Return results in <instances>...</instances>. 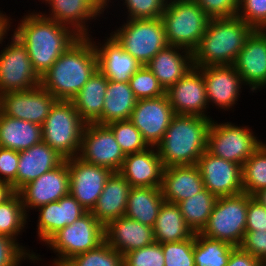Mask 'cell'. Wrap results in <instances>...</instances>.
I'll use <instances>...</instances> for the list:
<instances>
[{
	"mask_svg": "<svg viewBox=\"0 0 266 266\" xmlns=\"http://www.w3.org/2000/svg\"><path fill=\"white\" fill-rule=\"evenodd\" d=\"M26 13L12 32L26 47L32 66L41 77L80 35L37 10Z\"/></svg>",
	"mask_w": 266,
	"mask_h": 266,
	"instance_id": "1",
	"label": "cell"
},
{
	"mask_svg": "<svg viewBox=\"0 0 266 266\" xmlns=\"http://www.w3.org/2000/svg\"><path fill=\"white\" fill-rule=\"evenodd\" d=\"M98 69L95 46L89 36H80L40 77V86L57 100L71 101Z\"/></svg>",
	"mask_w": 266,
	"mask_h": 266,
	"instance_id": "2",
	"label": "cell"
},
{
	"mask_svg": "<svg viewBox=\"0 0 266 266\" xmlns=\"http://www.w3.org/2000/svg\"><path fill=\"white\" fill-rule=\"evenodd\" d=\"M254 31L253 27L237 16L210 18L203 37L192 51L193 66L233 65Z\"/></svg>",
	"mask_w": 266,
	"mask_h": 266,
	"instance_id": "3",
	"label": "cell"
},
{
	"mask_svg": "<svg viewBox=\"0 0 266 266\" xmlns=\"http://www.w3.org/2000/svg\"><path fill=\"white\" fill-rule=\"evenodd\" d=\"M212 119L197 115H175L156 146L164 167L195 165L207 150Z\"/></svg>",
	"mask_w": 266,
	"mask_h": 266,
	"instance_id": "4",
	"label": "cell"
},
{
	"mask_svg": "<svg viewBox=\"0 0 266 266\" xmlns=\"http://www.w3.org/2000/svg\"><path fill=\"white\" fill-rule=\"evenodd\" d=\"M161 19L168 44L191 52L198 46L210 21L194 0H167Z\"/></svg>",
	"mask_w": 266,
	"mask_h": 266,
	"instance_id": "5",
	"label": "cell"
},
{
	"mask_svg": "<svg viewBox=\"0 0 266 266\" xmlns=\"http://www.w3.org/2000/svg\"><path fill=\"white\" fill-rule=\"evenodd\" d=\"M85 125L71 101L57 100L42 125V141L65 160L76 157Z\"/></svg>",
	"mask_w": 266,
	"mask_h": 266,
	"instance_id": "6",
	"label": "cell"
},
{
	"mask_svg": "<svg viewBox=\"0 0 266 266\" xmlns=\"http://www.w3.org/2000/svg\"><path fill=\"white\" fill-rule=\"evenodd\" d=\"M104 241V226L87 211L72 224L56 232L44 244L56 255L48 265L63 266L73 256L95 249Z\"/></svg>",
	"mask_w": 266,
	"mask_h": 266,
	"instance_id": "7",
	"label": "cell"
},
{
	"mask_svg": "<svg viewBox=\"0 0 266 266\" xmlns=\"http://www.w3.org/2000/svg\"><path fill=\"white\" fill-rule=\"evenodd\" d=\"M125 21L110 34L124 51L142 65H146L160 50L169 45L161 18Z\"/></svg>",
	"mask_w": 266,
	"mask_h": 266,
	"instance_id": "8",
	"label": "cell"
},
{
	"mask_svg": "<svg viewBox=\"0 0 266 266\" xmlns=\"http://www.w3.org/2000/svg\"><path fill=\"white\" fill-rule=\"evenodd\" d=\"M251 197L245 192L218 197L208 223L200 234L240 246L246 232L247 207Z\"/></svg>",
	"mask_w": 266,
	"mask_h": 266,
	"instance_id": "9",
	"label": "cell"
},
{
	"mask_svg": "<svg viewBox=\"0 0 266 266\" xmlns=\"http://www.w3.org/2000/svg\"><path fill=\"white\" fill-rule=\"evenodd\" d=\"M249 125L211 121L207 135V151L224 160L243 165L262 144Z\"/></svg>",
	"mask_w": 266,
	"mask_h": 266,
	"instance_id": "10",
	"label": "cell"
},
{
	"mask_svg": "<svg viewBox=\"0 0 266 266\" xmlns=\"http://www.w3.org/2000/svg\"><path fill=\"white\" fill-rule=\"evenodd\" d=\"M10 36L0 51V95L40 86V76L32 66L26 47L13 34Z\"/></svg>",
	"mask_w": 266,
	"mask_h": 266,
	"instance_id": "11",
	"label": "cell"
},
{
	"mask_svg": "<svg viewBox=\"0 0 266 266\" xmlns=\"http://www.w3.org/2000/svg\"><path fill=\"white\" fill-rule=\"evenodd\" d=\"M125 154L107 125L86 123L78 157L83 161L119 172Z\"/></svg>",
	"mask_w": 266,
	"mask_h": 266,
	"instance_id": "12",
	"label": "cell"
},
{
	"mask_svg": "<svg viewBox=\"0 0 266 266\" xmlns=\"http://www.w3.org/2000/svg\"><path fill=\"white\" fill-rule=\"evenodd\" d=\"M70 175L68 159L56 168L42 174L39 178L23 186L19 194L24 211L29 217L30 210L51 202H57L69 194Z\"/></svg>",
	"mask_w": 266,
	"mask_h": 266,
	"instance_id": "13",
	"label": "cell"
},
{
	"mask_svg": "<svg viewBox=\"0 0 266 266\" xmlns=\"http://www.w3.org/2000/svg\"><path fill=\"white\" fill-rule=\"evenodd\" d=\"M70 175L69 194L86 211H91L100 197L107 179L113 173L110 169L90 164L78 156L68 159Z\"/></svg>",
	"mask_w": 266,
	"mask_h": 266,
	"instance_id": "14",
	"label": "cell"
},
{
	"mask_svg": "<svg viewBox=\"0 0 266 266\" xmlns=\"http://www.w3.org/2000/svg\"><path fill=\"white\" fill-rule=\"evenodd\" d=\"M56 101L41 86L27 91L7 92L0 95V112L42 126Z\"/></svg>",
	"mask_w": 266,
	"mask_h": 266,
	"instance_id": "15",
	"label": "cell"
},
{
	"mask_svg": "<svg viewBox=\"0 0 266 266\" xmlns=\"http://www.w3.org/2000/svg\"><path fill=\"white\" fill-rule=\"evenodd\" d=\"M176 114L165 95L137 100L130 121L140 131L149 147H156L162 140Z\"/></svg>",
	"mask_w": 266,
	"mask_h": 266,
	"instance_id": "16",
	"label": "cell"
},
{
	"mask_svg": "<svg viewBox=\"0 0 266 266\" xmlns=\"http://www.w3.org/2000/svg\"><path fill=\"white\" fill-rule=\"evenodd\" d=\"M165 94L176 115H197L211 118L206 96V86L202 72L192 67L176 84L171 85Z\"/></svg>",
	"mask_w": 266,
	"mask_h": 266,
	"instance_id": "17",
	"label": "cell"
},
{
	"mask_svg": "<svg viewBox=\"0 0 266 266\" xmlns=\"http://www.w3.org/2000/svg\"><path fill=\"white\" fill-rule=\"evenodd\" d=\"M44 3L49 7L48 13L39 10L44 17L71 27L80 36L92 34L90 22H96L97 17L104 18L106 11L100 0H46Z\"/></svg>",
	"mask_w": 266,
	"mask_h": 266,
	"instance_id": "18",
	"label": "cell"
},
{
	"mask_svg": "<svg viewBox=\"0 0 266 266\" xmlns=\"http://www.w3.org/2000/svg\"><path fill=\"white\" fill-rule=\"evenodd\" d=\"M204 188L217 197L232 196L243 191L242 166L210 154L207 150L197 161Z\"/></svg>",
	"mask_w": 266,
	"mask_h": 266,
	"instance_id": "19",
	"label": "cell"
},
{
	"mask_svg": "<svg viewBox=\"0 0 266 266\" xmlns=\"http://www.w3.org/2000/svg\"><path fill=\"white\" fill-rule=\"evenodd\" d=\"M203 74L209 106L222 112L231 111L237 105L245 85L233 65L197 67ZM232 108V109H231Z\"/></svg>",
	"mask_w": 266,
	"mask_h": 266,
	"instance_id": "20",
	"label": "cell"
},
{
	"mask_svg": "<svg viewBox=\"0 0 266 266\" xmlns=\"http://www.w3.org/2000/svg\"><path fill=\"white\" fill-rule=\"evenodd\" d=\"M233 66L241 76L244 89L248 86L252 95L254 92L265 90L266 32L264 30H255L250 35Z\"/></svg>",
	"mask_w": 266,
	"mask_h": 266,
	"instance_id": "21",
	"label": "cell"
},
{
	"mask_svg": "<svg viewBox=\"0 0 266 266\" xmlns=\"http://www.w3.org/2000/svg\"><path fill=\"white\" fill-rule=\"evenodd\" d=\"M89 37L95 46L98 58V69L108 80L129 82L131 76L142 66L134 57L123 50L122 46L110 34L98 42Z\"/></svg>",
	"mask_w": 266,
	"mask_h": 266,
	"instance_id": "22",
	"label": "cell"
},
{
	"mask_svg": "<svg viewBox=\"0 0 266 266\" xmlns=\"http://www.w3.org/2000/svg\"><path fill=\"white\" fill-rule=\"evenodd\" d=\"M39 212L37 220V236L41 244L46 243L56 232L72 224L87 211L70 194L57 202H51L35 210Z\"/></svg>",
	"mask_w": 266,
	"mask_h": 266,
	"instance_id": "23",
	"label": "cell"
},
{
	"mask_svg": "<svg viewBox=\"0 0 266 266\" xmlns=\"http://www.w3.org/2000/svg\"><path fill=\"white\" fill-rule=\"evenodd\" d=\"M164 166L156 147L125 156L119 170L132 187L161 188Z\"/></svg>",
	"mask_w": 266,
	"mask_h": 266,
	"instance_id": "24",
	"label": "cell"
},
{
	"mask_svg": "<svg viewBox=\"0 0 266 266\" xmlns=\"http://www.w3.org/2000/svg\"><path fill=\"white\" fill-rule=\"evenodd\" d=\"M105 242L123 256L155 242L153 227L126 216L112 220L104 227Z\"/></svg>",
	"mask_w": 266,
	"mask_h": 266,
	"instance_id": "25",
	"label": "cell"
},
{
	"mask_svg": "<svg viewBox=\"0 0 266 266\" xmlns=\"http://www.w3.org/2000/svg\"><path fill=\"white\" fill-rule=\"evenodd\" d=\"M146 66L166 91L193 67L192 52L183 47L168 45L160 50Z\"/></svg>",
	"mask_w": 266,
	"mask_h": 266,
	"instance_id": "26",
	"label": "cell"
},
{
	"mask_svg": "<svg viewBox=\"0 0 266 266\" xmlns=\"http://www.w3.org/2000/svg\"><path fill=\"white\" fill-rule=\"evenodd\" d=\"M204 189L197 165L164 167L161 191L164 201L178 204Z\"/></svg>",
	"mask_w": 266,
	"mask_h": 266,
	"instance_id": "27",
	"label": "cell"
},
{
	"mask_svg": "<svg viewBox=\"0 0 266 266\" xmlns=\"http://www.w3.org/2000/svg\"><path fill=\"white\" fill-rule=\"evenodd\" d=\"M131 188L121 174L113 172L90 212L104 227L112 220L123 217Z\"/></svg>",
	"mask_w": 266,
	"mask_h": 266,
	"instance_id": "28",
	"label": "cell"
},
{
	"mask_svg": "<svg viewBox=\"0 0 266 266\" xmlns=\"http://www.w3.org/2000/svg\"><path fill=\"white\" fill-rule=\"evenodd\" d=\"M65 159L44 141L19 152L17 192L42 174L56 168Z\"/></svg>",
	"mask_w": 266,
	"mask_h": 266,
	"instance_id": "29",
	"label": "cell"
},
{
	"mask_svg": "<svg viewBox=\"0 0 266 266\" xmlns=\"http://www.w3.org/2000/svg\"><path fill=\"white\" fill-rule=\"evenodd\" d=\"M42 141V126L0 112V147L18 152Z\"/></svg>",
	"mask_w": 266,
	"mask_h": 266,
	"instance_id": "30",
	"label": "cell"
},
{
	"mask_svg": "<svg viewBox=\"0 0 266 266\" xmlns=\"http://www.w3.org/2000/svg\"><path fill=\"white\" fill-rule=\"evenodd\" d=\"M137 98L129 82L108 80L102 115L94 122L107 125L113 121L130 120Z\"/></svg>",
	"mask_w": 266,
	"mask_h": 266,
	"instance_id": "31",
	"label": "cell"
},
{
	"mask_svg": "<svg viewBox=\"0 0 266 266\" xmlns=\"http://www.w3.org/2000/svg\"><path fill=\"white\" fill-rule=\"evenodd\" d=\"M108 79L97 69L71 102L86 123H94L103 112Z\"/></svg>",
	"mask_w": 266,
	"mask_h": 266,
	"instance_id": "32",
	"label": "cell"
},
{
	"mask_svg": "<svg viewBox=\"0 0 266 266\" xmlns=\"http://www.w3.org/2000/svg\"><path fill=\"white\" fill-rule=\"evenodd\" d=\"M163 202L161 188L132 187L124 216L153 227Z\"/></svg>",
	"mask_w": 266,
	"mask_h": 266,
	"instance_id": "33",
	"label": "cell"
},
{
	"mask_svg": "<svg viewBox=\"0 0 266 266\" xmlns=\"http://www.w3.org/2000/svg\"><path fill=\"white\" fill-rule=\"evenodd\" d=\"M155 242H178L191 238L195 233L186 224L176 203L164 201L153 226Z\"/></svg>",
	"mask_w": 266,
	"mask_h": 266,
	"instance_id": "34",
	"label": "cell"
},
{
	"mask_svg": "<svg viewBox=\"0 0 266 266\" xmlns=\"http://www.w3.org/2000/svg\"><path fill=\"white\" fill-rule=\"evenodd\" d=\"M217 198L204 188L198 194L178 203L186 224L194 233H200L207 225Z\"/></svg>",
	"mask_w": 266,
	"mask_h": 266,
	"instance_id": "35",
	"label": "cell"
},
{
	"mask_svg": "<svg viewBox=\"0 0 266 266\" xmlns=\"http://www.w3.org/2000/svg\"><path fill=\"white\" fill-rule=\"evenodd\" d=\"M234 247L222 240L212 239L200 233H195V266H226Z\"/></svg>",
	"mask_w": 266,
	"mask_h": 266,
	"instance_id": "36",
	"label": "cell"
},
{
	"mask_svg": "<svg viewBox=\"0 0 266 266\" xmlns=\"http://www.w3.org/2000/svg\"><path fill=\"white\" fill-rule=\"evenodd\" d=\"M30 217L26 215L21 198L15 192L9 199L0 204V234L19 241V235L26 232ZM19 237V238H18Z\"/></svg>",
	"mask_w": 266,
	"mask_h": 266,
	"instance_id": "37",
	"label": "cell"
},
{
	"mask_svg": "<svg viewBox=\"0 0 266 266\" xmlns=\"http://www.w3.org/2000/svg\"><path fill=\"white\" fill-rule=\"evenodd\" d=\"M243 191L254 196L266 188V142L252 153L242 165Z\"/></svg>",
	"mask_w": 266,
	"mask_h": 266,
	"instance_id": "38",
	"label": "cell"
},
{
	"mask_svg": "<svg viewBox=\"0 0 266 266\" xmlns=\"http://www.w3.org/2000/svg\"><path fill=\"white\" fill-rule=\"evenodd\" d=\"M63 266H124L123 255L105 241L97 248L73 256Z\"/></svg>",
	"mask_w": 266,
	"mask_h": 266,
	"instance_id": "39",
	"label": "cell"
},
{
	"mask_svg": "<svg viewBox=\"0 0 266 266\" xmlns=\"http://www.w3.org/2000/svg\"><path fill=\"white\" fill-rule=\"evenodd\" d=\"M22 244L10 236L0 234V266H22L25 261L35 265L44 260L40 253L33 252Z\"/></svg>",
	"mask_w": 266,
	"mask_h": 266,
	"instance_id": "40",
	"label": "cell"
},
{
	"mask_svg": "<svg viewBox=\"0 0 266 266\" xmlns=\"http://www.w3.org/2000/svg\"><path fill=\"white\" fill-rule=\"evenodd\" d=\"M107 126L112 130L116 142L125 155L142 152L149 148L140 131L130 120L113 121Z\"/></svg>",
	"mask_w": 266,
	"mask_h": 266,
	"instance_id": "41",
	"label": "cell"
},
{
	"mask_svg": "<svg viewBox=\"0 0 266 266\" xmlns=\"http://www.w3.org/2000/svg\"><path fill=\"white\" fill-rule=\"evenodd\" d=\"M129 84L137 100L158 98L165 95L164 88L146 65H142L131 76Z\"/></svg>",
	"mask_w": 266,
	"mask_h": 266,
	"instance_id": "42",
	"label": "cell"
},
{
	"mask_svg": "<svg viewBox=\"0 0 266 266\" xmlns=\"http://www.w3.org/2000/svg\"><path fill=\"white\" fill-rule=\"evenodd\" d=\"M165 266H195L194 235L187 240L162 243Z\"/></svg>",
	"mask_w": 266,
	"mask_h": 266,
	"instance_id": "43",
	"label": "cell"
},
{
	"mask_svg": "<svg viewBox=\"0 0 266 266\" xmlns=\"http://www.w3.org/2000/svg\"><path fill=\"white\" fill-rule=\"evenodd\" d=\"M124 266H165L162 246L154 242L123 256Z\"/></svg>",
	"mask_w": 266,
	"mask_h": 266,
	"instance_id": "44",
	"label": "cell"
},
{
	"mask_svg": "<svg viewBox=\"0 0 266 266\" xmlns=\"http://www.w3.org/2000/svg\"><path fill=\"white\" fill-rule=\"evenodd\" d=\"M122 7L127 8L125 19H156L161 18L167 0H120Z\"/></svg>",
	"mask_w": 266,
	"mask_h": 266,
	"instance_id": "45",
	"label": "cell"
},
{
	"mask_svg": "<svg viewBox=\"0 0 266 266\" xmlns=\"http://www.w3.org/2000/svg\"><path fill=\"white\" fill-rule=\"evenodd\" d=\"M237 17L255 30L266 28V0H239Z\"/></svg>",
	"mask_w": 266,
	"mask_h": 266,
	"instance_id": "46",
	"label": "cell"
},
{
	"mask_svg": "<svg viewBox=\"0 0 266 266\" xmlns=\"http://www.w3.org/2000/svg\"><path fill=\"white\" fill-rule=\"evenodd\" d=\"M210 18L235 17L239 0H194Z\"/></svg>",
	"mask_w": 266,
	"mask_h": 266,
	"instance_id": "47",
	"label": "cell"
},
{
	"mask_svg": "<svg viewBox=\"0 0 266 266\" xmlns=\"http://www.w3.org/2000/svg\"><path fill=\"white\" fill-rule=\"evenodd\" d=\"M19 152L0 147V180L9 183L17 192Z\"/></svg>",
	"mask_w": 266,
	"mask_h": 266,
	"instance_id": "48",
	"label": "cell"
},
{
	"mask_svg": "<svg viewBox=\"0 0 266 266\" xmlns=\"http://www.w3.org/2000/svg\"><path fill=\"white\" fill-rule=\"evenodd\" d=\"M240 247L266 262V232L246 231Z\"/></svg>",
	"mask_w": 266,
	"mask_h": 266,
	"instance_id": "49",
	"label": "cell"
},
{
	"mask_svg": "<svg viewBox=\"0 0 266 266\" xmlns=\"http://www.w3.org/2000/svg\"><path fill=\"white\" fill-rule=\"evenodd\" d=\"M246 231L266 232V207L253 196L248 200Z\"/></svg>",
	"mask_w": 266,
	"mask_h": 266,
	"instance_id": "50",
	"label": "cell"
},
{
	"mask_svg": "<svg viewBox=\"0 0 266 266\" xmlns=\"http://www.w3.org/2000/svg\"><path fill=\"white\" fill-rule=\"evenodd\" d=\"M262 262L240 246H235L230 253L226 266H260Z\"/></svg>",
	"mask_w": 266,
	"mask_h": 266,
	"instance_id": "51",
	"label": "cell"
},
{
	"mask_svg": "<svg viewBox=\"0 0 266 266\" xmlns=\"http://www.w3.org/2000/svg\"><path fill=\"white\" fill-rule=\"evenodd\" d=\"M6 12L3 13V10H0V46L2 47V45L4 44V39L6 41L8 35V32L12 31V23L11 21L12 18L10 15H6ZM11 27V28H10Z\"/></svg>",
	"mask_w": 266,
	"mask_h": 266,
	"instance_id": "52",
	"label": "cell"
},
{
	"mask_svg": "<svg viewBox=\"0 0 266 266\" xmlns=\"http://www.w3.org/2000/svg\"><path fill=\"white\" fill-rule=\"evenodd\" d=\"M15 191L9 183L0 180V204L9 199Z\"/></svg>",
	"mask_w": 266,
	"mask_h": 266,
	"instance_id": "53",
	"label": "cell"
},
{
	"mask_svg": "<svg viewBox=\"0 0 266 266\" xmlns=\"http://www.w3.org/2000/svg\"><path fill=\"white\" fill-rule=\"evenodd\" d=\"M253 197L266 207V188L258 191Z\"/></svg>",
	"mask_w": 266,
	"mask_h": 266,
	"instance_id": "54",
	"label": "cell"
},
{
	"mask_svg": "<svg viewBox=\"0 0 266 266\" xmlns=\"http://www.w3.org/2000/svg\"><path fill=\"white\" fill-rule=\"evenodd\" d=\"M105 6H106V11L108 12V8L110 7V6H112V4L115 2V1H112V0H100ZM110 3H112V4H110Z\"/></svg>",
	"mask_w": 266,
	"mask_h": 266,
	"instance_id": "55",
	"label": "cell"
},
{
	"mask_svg": "<svg viewBox=\"0 0 266 266\" xmlns=\"http://www.w3.org/2000/svg\"><path fill=\"white\" fill-rule=\"evenodd\" d=\"M260 266H266V262H262Z\"/></svg>",
	"mask_w": 266,
	"mask_h": 266,
	"instance_id": "56",
	"label": "cell"
},
{
	"mask_svg": "<svg viewBox=\"0 0 266 266\" xmlns=\"http://www.w3.org/2000/svg\"><path fill=\"white\" fill-rule=\"evenodd\" d=\"M39 2L41 1V4H42V2H43V4H44V2L46 1V0H38Z\"/></svg>",
	"mask_w": 266,
	"mask_h": 266,
	"instance_id": "57",
	"label": "cell"
}]
</instances>
